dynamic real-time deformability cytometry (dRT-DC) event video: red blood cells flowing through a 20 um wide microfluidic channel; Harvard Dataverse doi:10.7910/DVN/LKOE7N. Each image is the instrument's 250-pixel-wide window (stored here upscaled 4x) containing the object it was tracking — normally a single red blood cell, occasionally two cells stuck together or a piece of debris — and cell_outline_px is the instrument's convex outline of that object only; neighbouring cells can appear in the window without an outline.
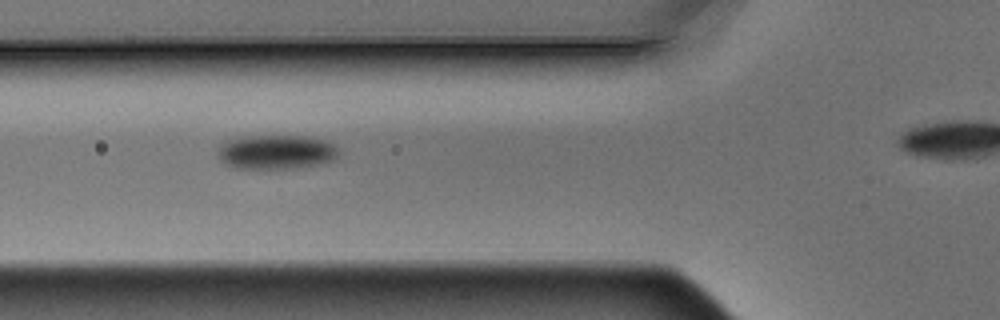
{"species": "Egyptian fruit bat (a non-hibernating species)", "species_latin": "Rousettus aegyptiacus", "temperature_condition": "warm", "stored_images_in_passage": 8, "segment_of_instrument_passage": [1, 2], "camera_frame_rate_fps": 3000, "um_per_image_px": 0.085, "animal": {"sex": "male"}, "frame": {"image": 1, "passage_image": 4, "time_ms": 1.0, "image_size_px": [1000, 320], "cell_outline_px": [[336, 160], [320, 164], [288, 168], [236, 168], [224, 164], [216, 156], [220, 148], [228, 140], [248, 136], [304, 136], [324, 140], [332, 144], [336, 148]], "centroid_in_image_um": [23.46, 12.93], "position_along_channel_um": 102.3, "area_um2": 23.81}}
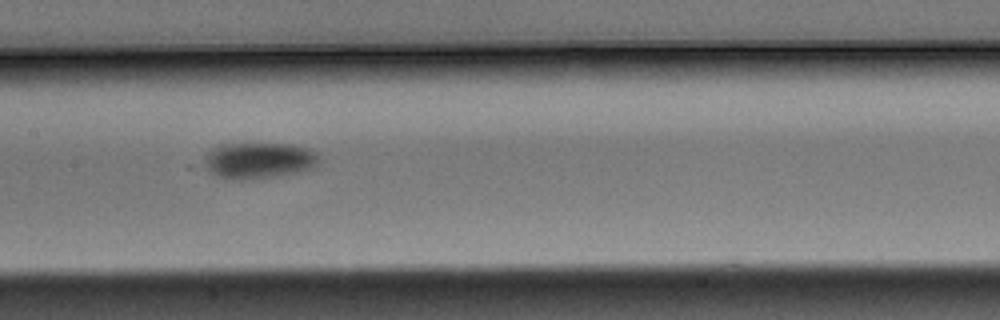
{"frame": {"image": 2, "passage_image": 6, "time_ms": 1.667, "image_size_px": [1000, 320], "cell_outline_px": [[320, 160], [312, 168], [296, 172], [272, 176], [240, 180], [236, 180], [220, 176], [208, 172], [204, 160], [208, 152], [212, 148], [220, 144], [292, 144], [308, 148], [316, 152], [320, 156]], "centroid_in_image_um": [22.0, 13.62], "position_along_channel_um": 185.4, "area_um2": 23.93}}
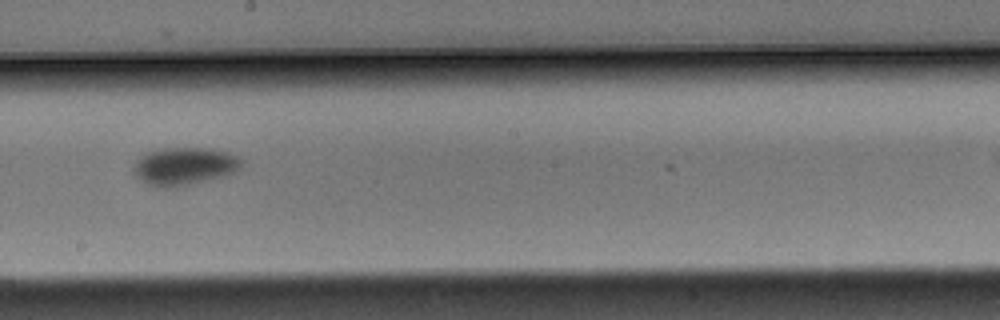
{"frame": {"image": 3, "passage_image": 7, "time_ms": 2.0, "image_size_px": [1000, 320], "cell_outline_px": [[244, 160], [240, 168], [236, 172], [224, 176], [176, 188], [160, 188], [148, 184], [132, 176], [132, 164], [136, 160], [148, 152], [164, 148], [212, 148], [228, 152]], "centroid_in_image_um": [15.64, 14.14], "position_along_channel_um": 232.6, "area_um2": 24.28}}